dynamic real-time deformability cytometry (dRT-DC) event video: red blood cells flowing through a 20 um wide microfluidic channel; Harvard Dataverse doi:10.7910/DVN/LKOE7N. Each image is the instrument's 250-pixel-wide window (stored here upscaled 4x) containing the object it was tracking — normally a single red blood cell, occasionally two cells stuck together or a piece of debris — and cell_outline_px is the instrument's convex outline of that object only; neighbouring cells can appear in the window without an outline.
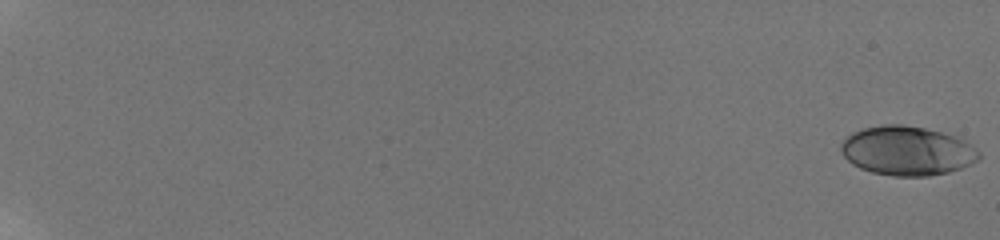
{"species": "human", "species_latin": "Homo sapiens", "temperature_condition": "room temperature", "stored_images_in_passage": 59, "camera_frame_rate_fps": 3000, "um_per_image_px": 0.085, "donor": {"sex": "male"}, "frame": {"image": 1, "passage_image": 1, "time_ms": 0.0, "image_size_px": [1000, 240], "cell_outline_px": [[980, 156], [976, 160], [960, 168], [948, 172], [928, 176], [892, 176], [872, 172], [860, 168], [852, 164], [840, 152], [840, 144], [852, 132], [864, 128], [884, 124], [904, 124], [924, 128], [956, 136], [972, 144], [980, 152]], "centroid_in_image_um": [77.09, 12.81], "position_along_channel_um": 7.9, "area_um2": 39.54}}
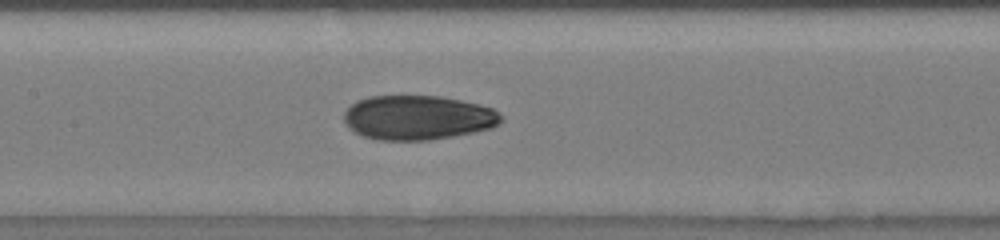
{"frame": {"image": 2, "passage_image": 34, "time_ms": 11.0, "image_size_px": [1000, 240], "cell_outline_px": [[504, 120], [500, 124], [492, 128], [452, 136], [428, 140], [376, 140], [352, 132], [348, 128], [344, 120], [344, 112], [356, 100], [368, 96], [440, 96], [480, 104], [492, 108], [504, 116]], "centroid_in_image_um": [35.51, 9.99], "position_along_channel_um": 171.9, "area_um2": 40.98}}
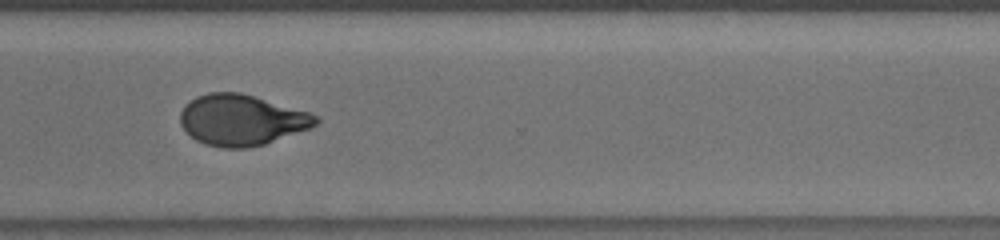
{"frame": {"image": 3, "passage_image": 48, "time_ms": 15.667, "image_size_px": [1000, 240], "cell_outline_px": [[320, 120], [312, 128], [264, 144], [248, 148], [224, 148], [204, 144], [196, 140], [180, 124], [180, 112], [184, 104], [196, 96], [208, 92], [240, 92], [308, 112], [320, 116]], "centroid_in_image_um": [20.53, 10.2], "position_along_channel_um": 350.1, "area_um2": 40.23}, "authors_computed_cell_mechanics": {"area_um2": 39.5352, "velocity_mm_per_s": 3.832, "shape_relaxation_time_tau1_ms": 5.1282, "shape_relaxation_time_tau2_ms": 1.4444, "deformation_change_tau1": 0.1772, "deformation_change_tau2": 0.0628}}